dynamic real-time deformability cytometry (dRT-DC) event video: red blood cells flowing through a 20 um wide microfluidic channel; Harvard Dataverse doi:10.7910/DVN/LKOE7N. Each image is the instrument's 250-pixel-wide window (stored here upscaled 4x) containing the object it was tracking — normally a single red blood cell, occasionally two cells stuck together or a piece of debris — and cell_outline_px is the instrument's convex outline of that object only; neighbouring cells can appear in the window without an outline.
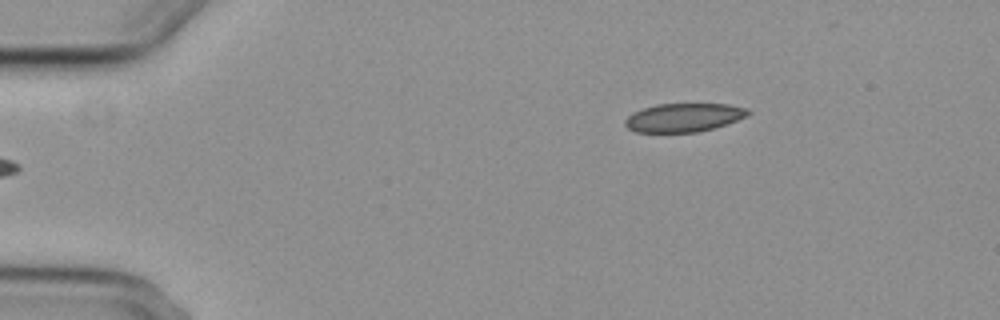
{"species": "common noctule bat (a hibernating species)", "species_latin": "Nyctalus noctula", "temperature_condition": "cold", "stored_images_in_passage": 6, "camera_frame_rate_fps": 3000, "um_per_image_px": 0.085, "animal": {"sex": "female", "body_mass_g": 29.2, "forearm_length_mm": 56.3}, "frame": {"image": 1, "passage_image": 6, "time_ms": 6.667, "image_size_px": [1000, 320], "cell_outline_px": [[752, 112], [736, 120], [700, 132], [636, 132], [628, 128], [624, 124], [624, 120], [632, 112], [656, 104], [728, 104], [748, 108]], "centroid_in_image_um": [58.08, 9.98], "position_along_channel_um": 26.9, "area_um2": 20.35}}